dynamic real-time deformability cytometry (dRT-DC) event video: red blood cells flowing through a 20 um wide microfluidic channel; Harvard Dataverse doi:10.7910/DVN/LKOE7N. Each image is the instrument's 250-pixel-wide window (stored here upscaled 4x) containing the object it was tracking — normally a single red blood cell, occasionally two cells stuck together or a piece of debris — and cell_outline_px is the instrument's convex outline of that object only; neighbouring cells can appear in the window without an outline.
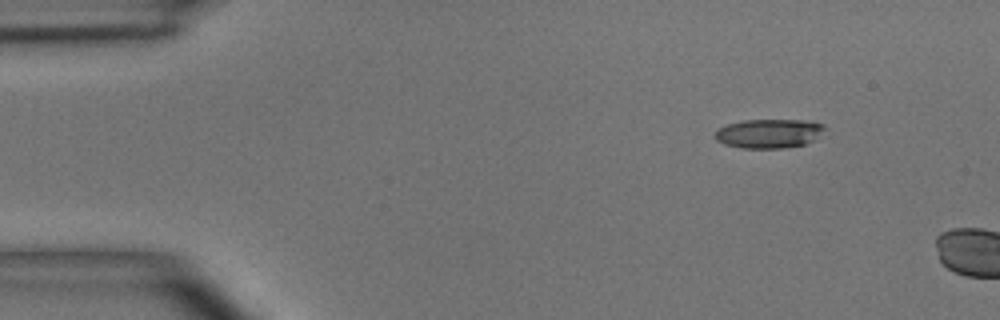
{"species": "common noctule bat (a hibernating species)", "species_latin": "Nyctalus noctula", "temperature_condition": "room temperature", "stored_images_in_passage": 2, "camera_frame_rate_fps": 3000, "um_per_image_px": 0.085, "animal": {"sex": "male", "body_mass_g": 15.6}, "frame": {"image": 1, "passage_image": 1, "time_ms": 0.0, "image_size_px": [1000, 320], "cell_outline_px": [[828, 128], [812, 140], [804, 144], [784, 148], [740, 148], [724, 144], [716, 140], [716, 132], [720, 128], [728, 124], [744, 120], [808, 120], [824, 124]], "centroid_in_image_um": [65.39, 11.34], "position_along_channel_um": 19.6, "area_um2": 18.55}}